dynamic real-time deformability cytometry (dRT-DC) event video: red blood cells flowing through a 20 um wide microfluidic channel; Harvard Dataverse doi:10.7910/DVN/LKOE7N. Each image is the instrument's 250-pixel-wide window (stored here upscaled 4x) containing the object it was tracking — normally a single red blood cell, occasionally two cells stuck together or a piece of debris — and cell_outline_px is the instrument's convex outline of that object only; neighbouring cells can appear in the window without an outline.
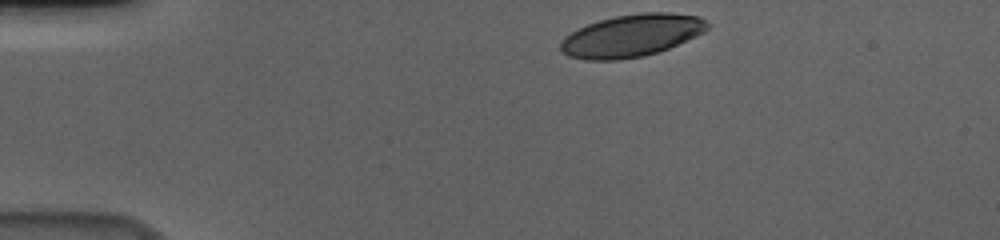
{"species": "human", "species_latin": "Homo sapiens", "temperature_condition": "cold", "stored_images_in_passage": 38, "camera_frame_rate_fps": 3000, "um_per_image_px": 0.085, "donor": {"sex": "male"}, "frame": {"image": 1, "passage_image": 1, "time_ms": 0.0, "image_size_px": [1000, 240], "cell_outline_px": [[708, 28], [704, 32], [668, 48], [644, 56], [620, 60], [584, 60], [568, 56], [560, 52], [560, 40], [564, 36], [588, 24], [600, 20], [616, 16], [640, 12], [672, 12], [700, 16], [708, 24]], "centroid_in_image_um": [53.66, 3.03], "position_along_channel_um": 31.3, "area_um2": 36.3}}
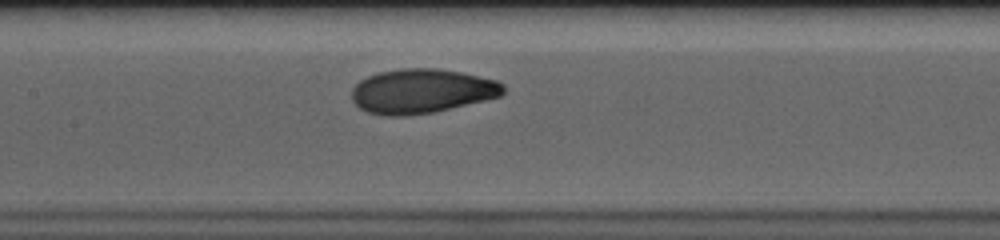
{"frame": {"image": 2, "passage_image": 18, "time_ms": 5.667, "image_size_px": [1000, 240], "cell_outline_px": [[504, 92], [500, 96], [484, 100], [432, 112], [404, 116], [384, 116], [368, 112], [360, 108], [352, 100], [352, 88], [360, 80], [368, 76], [380, 72], [400, 68], [436, 68], [460, 72], [496, 80], [504, 84]], "centroid_in_image_um": [35.82, 7.74], "position_along_channel_um": 171.6, "area_um2": 39.02}}
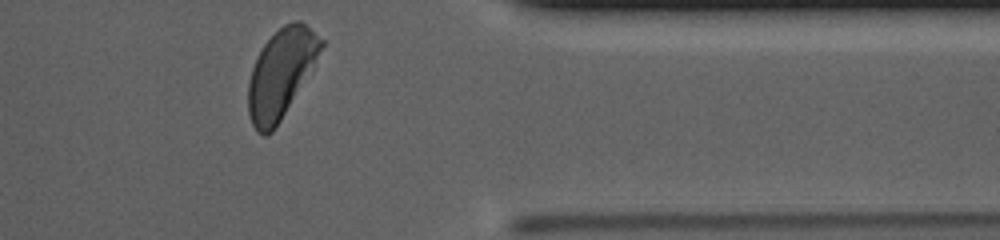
{"frame": {"image": 3, "passage_image": 37, "time_ms": 12.0, "image_size_px": [1000, 240], "cell_outline_px": [[324, 44], [280, 120], [272, 132], [264, 136], [256, 132], [252, 124], [248, 112], [248, 84], [252, 68], [264, 44], [284, 24], [292, 20], [300, 20], [324, 40]], "centroid_in_image_um": [23.84, 6.23], "position_along_channel_um": 387.6, "area_um2": 36.36}, "authors_computed_cell_mechanics": {"area_um2": 38.4659, "velocity_mm_per_s": 3.6128, "shape_relaxation_time_tau1_ms": 3.6215, "shape_relaxation_time_tau2_ms": 0.9929, "deformation_change_tau1": 0.1538, "deformation_change_tau2": 0.0533}}